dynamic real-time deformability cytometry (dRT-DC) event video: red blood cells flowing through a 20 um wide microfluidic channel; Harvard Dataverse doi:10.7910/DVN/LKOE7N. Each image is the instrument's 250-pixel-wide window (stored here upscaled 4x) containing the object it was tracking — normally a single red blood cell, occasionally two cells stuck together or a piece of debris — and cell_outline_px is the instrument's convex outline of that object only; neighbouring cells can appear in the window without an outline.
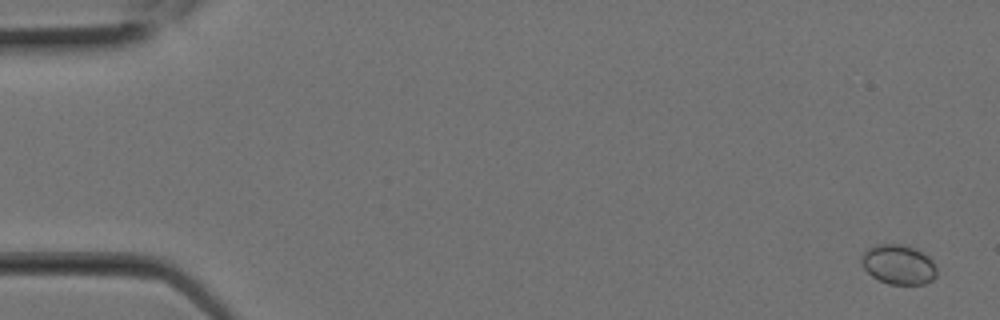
{"species": "Egyptian fruit bat (a non-hibernating species)", "species_latin": "Rousettus aegyptiacus", "temperature_condition": "room temperature", "stored_images_in_passage": 3, "camera_frame_rate_fps": 3000, "um_per_image_px": 0.085, "animal": {"sex": "female"}, "frame": {"image": 1, "passage_image": 1, "time_ms": 0.0, "image_size_px": [1000, 320], "cell_outline_px": [[936, 276], [932, 280], [924, 284], [888, 284], [872, 276], [864, 268], [860, 260], [860, 256], [868, 248], [876, 244], [904, 244], [916, 248], [928, 256], [932, 260], [936, 268]], "centroid_in_image_um": [76.36, 22.47], "position_along_channel_um": 8.6, "area_um2": 17.51}}
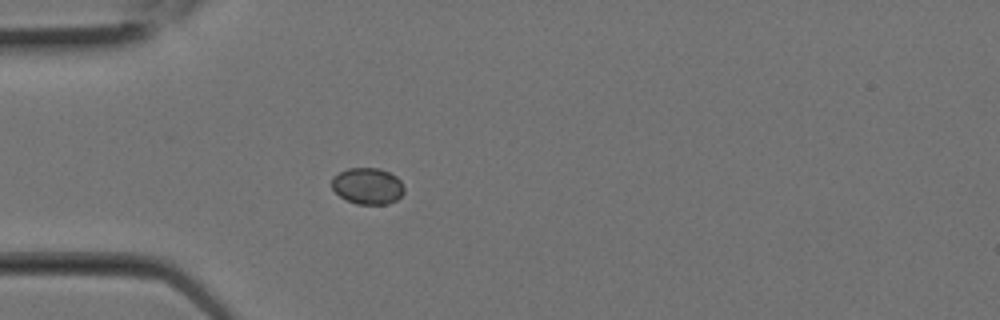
{"frame": {"image": 2, "passage_image": 3, "time_ms": 0.667, "image_size_px": [1000, 320], "cell_outline_px": [[404, 192], [396, 200], [388, 204], [356, 204], [340, 196], [332, 188], [332, 176], [348, 168], [380, 168], [396, 176], [400, 180], [404, 188]], "centroid_in_image_um": [31.25, 15.8], "position_along_channel_um": 53.8, "area_um2": 15.32}}